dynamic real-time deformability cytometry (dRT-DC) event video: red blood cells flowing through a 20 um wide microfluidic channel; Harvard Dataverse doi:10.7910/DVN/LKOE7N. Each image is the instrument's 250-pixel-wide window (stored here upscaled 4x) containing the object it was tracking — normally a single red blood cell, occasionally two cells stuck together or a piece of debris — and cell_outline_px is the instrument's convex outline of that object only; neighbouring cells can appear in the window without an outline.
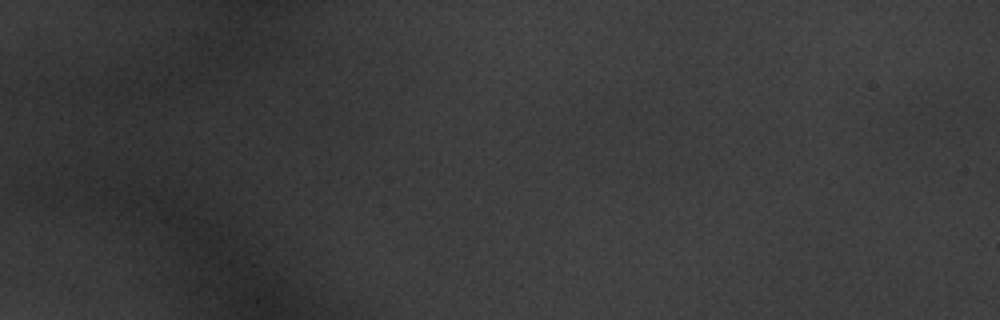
{"species": "common noctule bat (a hibernating species)", "species_latin": "Nyctalus noctula", "temperature_condition": "warm", "stored_images_in_passage": 3, "camera_frame_rate_fps": 3000, "um_per_image_px": 0.085, "animal": {"sex": "male", "body_mass_g": 20.1, "forearm_length_mm": 53.5}, "frame": {"image": 1, "passage_image": 1, "time_ms": 0.0, "image_size_px": [1000, 320], "cell_outline_px": [[244, 244], [240, 248], [204, 232], [152, 200], [136, 188], [140, 172], [164, 176], [184, 180], [240, 236]], "centroid_in_image_um": [15.89, 17.49], "position_along_channel_um": 69.1, "area_um2": 20.92}}